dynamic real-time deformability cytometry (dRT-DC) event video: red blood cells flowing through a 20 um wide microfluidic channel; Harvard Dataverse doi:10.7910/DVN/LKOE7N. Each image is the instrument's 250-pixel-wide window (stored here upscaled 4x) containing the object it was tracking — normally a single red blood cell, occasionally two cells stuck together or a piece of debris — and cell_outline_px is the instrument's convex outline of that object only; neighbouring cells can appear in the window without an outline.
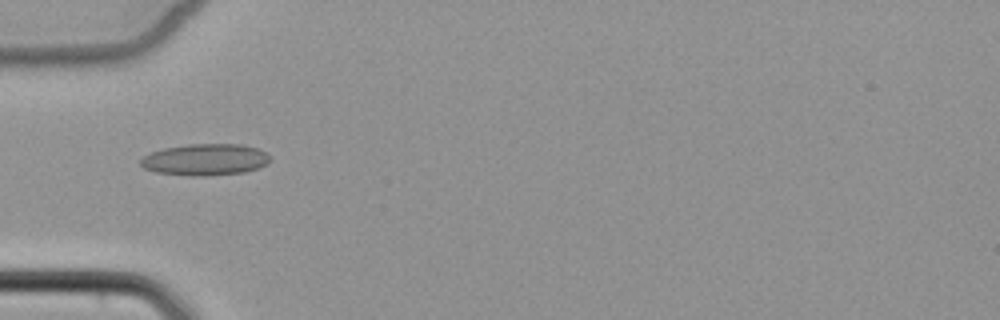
{"species": "common noctule bat (a hibernating species)", "species_latin": "Nyctalus noctula", "temperature_condition": "cold", "stored_images_in_passage": 7, "camera_frame_rate_fps": 3000, "um_per_image_px": 0.085, "animal": {"sex": "female", "body_mass_g": 22.7, "forearm_length_mm": 54.2}, "frame": {"image": 1, "passage_image": 5, "time_ms": 5.667, "image_size_px": [1000, 320], "cell_outline_px": [[272, 160], [268, 164], [244, 172], [204, 176], [188, 176], [156, 172], [144, 168], [140, 164], [140, 160], [144, 156], [152, 152], [164, 148], [188, 144], [240, 144], [256, 148], [264, 152]], "centroid_in_image_um": [17.43, 13.57], "position_along_channel_um": 67.6, "area_um2": 23.76}}
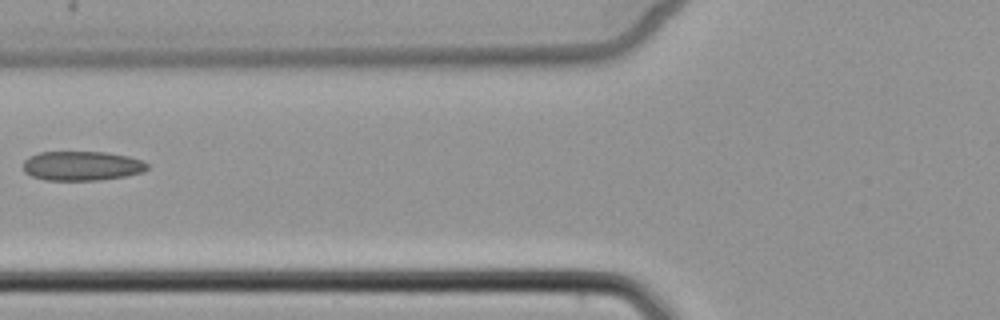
{"frame": {"image": 2, "passage_image": 6, "time_ms": 7.0, "image_size_px": [1000, 320], "cell_outline_px": [[148, 168], [144, 172], [124, 176], [100, 180], [44, 180], [32, 176], [24, 172], [24, 160], [28, 156], [40, 152], [104, 152], [128, 156], [140, 160], [148, 164]], "centroid_in_image_um": [6.94, 14.1], "position_along_channel_um": 118.9, "area_um2": 21.27}}
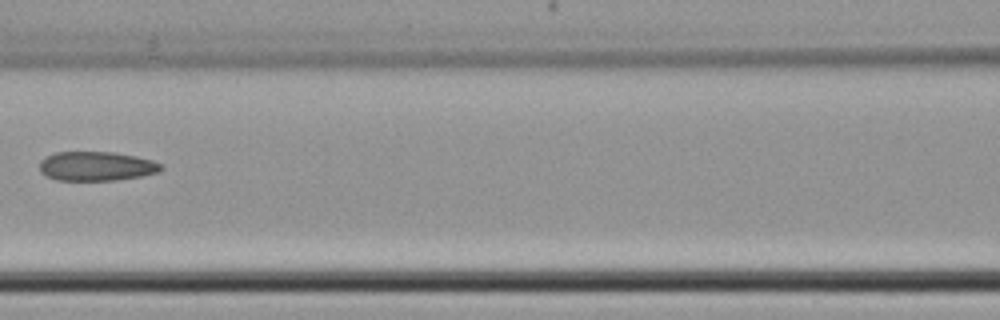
{"frame": {"image": 3, "passage_image": 7, "time_ms": 8.0, "image_size_px": [1000, 320], "cell_outline_px": [[164, 168], [160, 172], [140, 176], [116, 180], [56, 180], [44, 176], [40, 172], [40, 160], [44, 156], [56, 152], [112, 152], [136, 156], [152, 160], [164, 164]], "centroid_in_image_um": [8.19, 14.12], "position_along_channel_um": 158.4, "area_um2": 20.98}}